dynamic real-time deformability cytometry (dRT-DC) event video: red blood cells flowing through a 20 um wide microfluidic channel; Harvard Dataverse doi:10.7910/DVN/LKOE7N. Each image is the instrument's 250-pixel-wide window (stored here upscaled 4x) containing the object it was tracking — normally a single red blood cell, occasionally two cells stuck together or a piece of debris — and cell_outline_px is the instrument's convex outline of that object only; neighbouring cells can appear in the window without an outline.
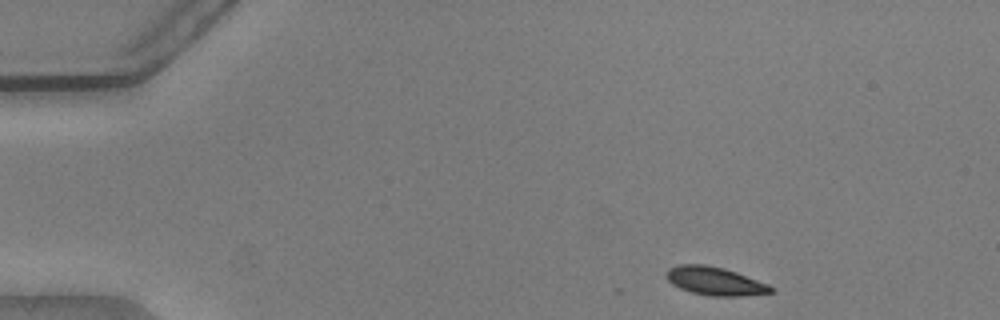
{"species": "common noctule bat (a hibernating species)", "species_latin": "Nyctalus noctula", "temperature_condition": "warm", "stored_images_in_passage": 47, "camera_frame_rate_fps": 3000, "um_per_image_px": 0.085, "animal": {"sex": "male", "body_mass_g": 20.5, "forearm_length_mm": 52.5}, "frame": {"image": 1, "passage_image": 1, "time_ms": 0.0, "image_size_px": [1000, 320], "cell_outline_px": [[776, 292], [740, 296], [708, 296], [692, 292], [680, 288], [672, 284], [668, 280], [664, 272], [668, 268], [680, 264], [704, 264], [724, 268], [736, 272], [768, 284]], "centroid_in_image_um": [60.74, 23.89], "position_along_channel_um": 24.3, "area_um2": 17.28}}
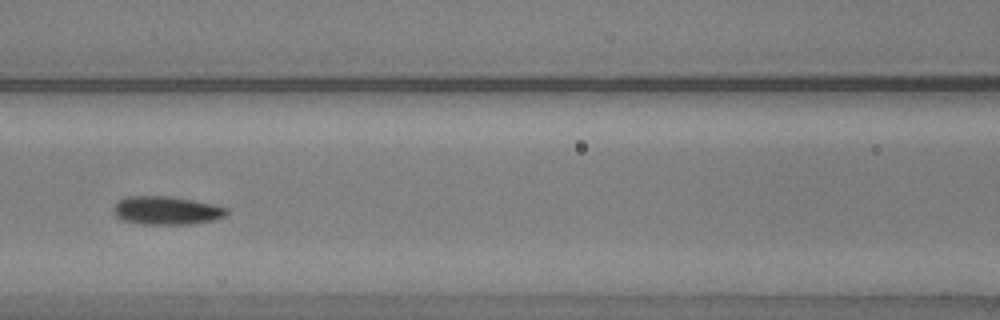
{"frame": {"image": 2, "passage_image": 18, "time_ms": 5.667, "image_size_px": [1000, 320], "cell_outline_px": [[228, 212], [224, 216], [212, 220], [192, 224], [140, 224], [120, 220], [116, 216], [112, 208], [120, 200], [128, 196], [168, 196], [212, 204], [228, 208]], "centroid_in_image_um": [14.12, 17.9], "position_along_channel_um": 152.5, "area_um2": 18.55}}
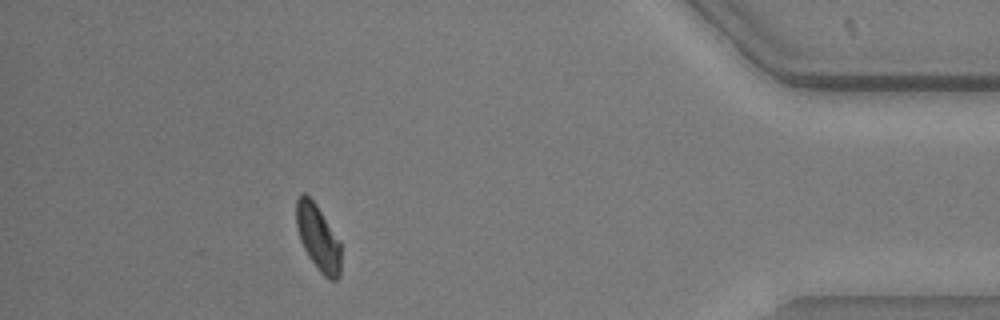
{"frame": {"image": 3, "passage_image": 42, "time_ms": 13.667, "image_size_px": [1000, 320], "cell_outline_px": [[340, 276], [336, 280], [328, 280], [320, 272], [308, 256], [300, 240], [296, 228], [296, 200], [304, 192], [316, 204], [340, 244]], "centroid_in_image_um": [27.01, 20.23], "position_along_channel_um": 408.2, "area_um2": 16.82}, "authors_computed_cell_mechanics": {"area_um2": 17.9758, "velocity_mm_per_s": 3.77, "shape_relaxation_time_tau1_ms": 2.2668, "shape_relaxation_time_tau2_ms": 3.1339, "deformation_change_tau1": 0.1089, "deformation_change_tau2": 0.0914}}